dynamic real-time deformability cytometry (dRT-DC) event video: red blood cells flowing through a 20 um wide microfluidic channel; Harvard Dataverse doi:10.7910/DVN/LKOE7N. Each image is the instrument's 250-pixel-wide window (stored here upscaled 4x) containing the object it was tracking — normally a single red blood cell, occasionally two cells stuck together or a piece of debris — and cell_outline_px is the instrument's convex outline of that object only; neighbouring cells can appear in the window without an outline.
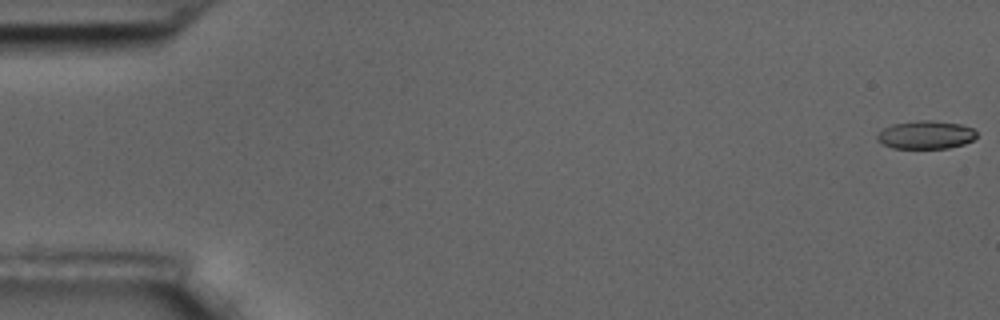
{"species": "common noctule bat (a hibernating species)", "species_latin": "Nyctalus noctula", "temperature_condition": "room temperature", "stored_images_in_passage": 58, "camera_frame_rate_fps": 3000, "um_per_image_px": 0.085, "animal": {"sex": "male", "body_mass_g": 17.5, "forearm_length_mm": 52.3}, "frame": {"image": 1, "passage_image": 1, "time_ms": 0.0, "image_size_px": [1000, 320], "cell_outline_px": [[976, 136], [972, 140], [964, 144], [948, 148], [892, 148], [876, 140], [876, 136], [884, 128], [892, 124], [916, 120], [932, 120], [960, 124], [972, 128], [976, 132]], "centroid_in_image_um": [78.68, 11.45], "position_along_channel_um": 6.3, "area_um2": 16.3}}
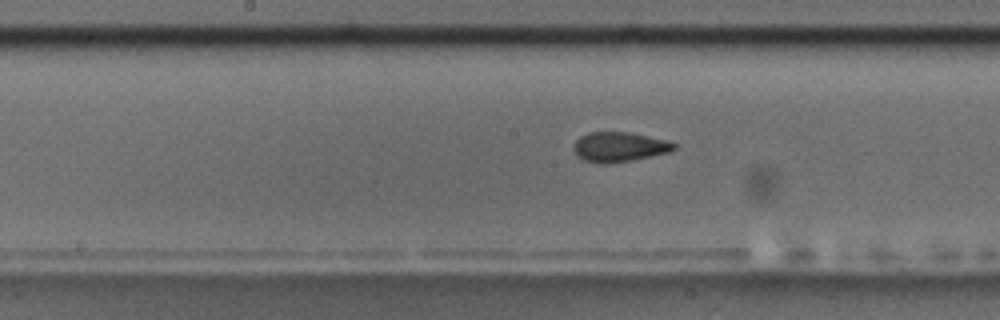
{"frame": {"image": 2, "passage_image": 30, "time_ms": 9.667, "image_size_px": [1000, 320], "cell_outline_px": [[676, 148], [668, 152], [632, 160], [604, 164], [584, 160], [576, 156], [572, 148], [572, 144], [580, 136], [588, 132], [628, 132], [668, 140], [676, 144]], "centroid_in_image_um": [52.59, 12.48], "position_along_channel_um": 195.6, "area_um2": 17.46}}
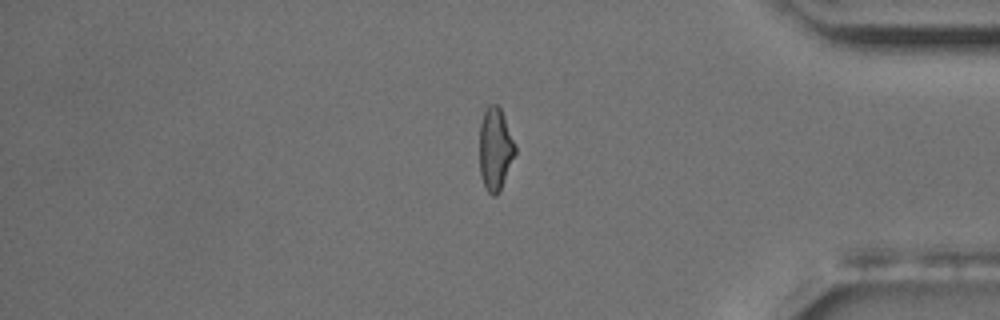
{"frame": {"image": 3, "passage_image": 49, "time_ms": 16.0, "image_size_px": [1000, 320], "cell_outline_px": [[516, 152], [500, 192], [496, 196], [492, 196], [488, 192], [480, 176], [480, 124], [484, 112], [488, 104], [496, 104], [500, 108], [504, 116], [516, 148]], "centroid_in_image_um": [42.09, 12.69], "position_along_channel_um": 393.1, "area_um2": 17.11}, "authors_computed_cell_mechanics": {"area_um2": 17.3111, "velocity_mm_per_s": 3.513, "shape_relaxation_time_tau1_ms": 9.6458, "shape_relaxation_time_tau2_ms": 1.0808, "deformation_change_tau1": 0.1967, "deformation_change_tau2": 0.0746}}